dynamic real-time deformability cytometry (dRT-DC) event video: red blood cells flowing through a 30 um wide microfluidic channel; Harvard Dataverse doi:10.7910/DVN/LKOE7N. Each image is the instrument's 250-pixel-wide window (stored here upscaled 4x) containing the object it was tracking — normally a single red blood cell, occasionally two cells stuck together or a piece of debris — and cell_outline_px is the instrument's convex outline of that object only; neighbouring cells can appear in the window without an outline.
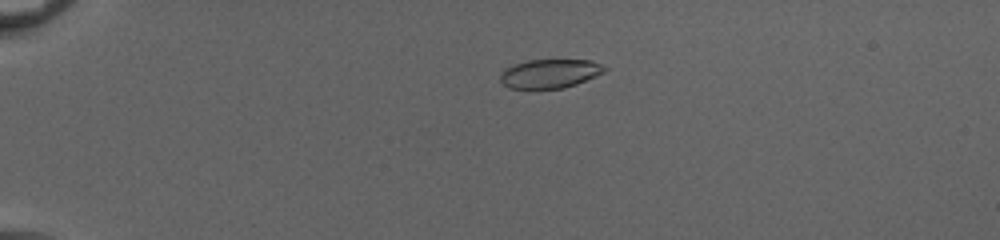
{"species": "common noctule bat (a hibernating species)", "species_latin": "Nyctalus noctula", "temperature_condition": "cold", "stored_images_in_passage": 54, "camera_frame_rate_fps": 3000, "um_per_image_px": 0.085, "animal": {"sex": "female", "body_mass_g": 20.0, "forearm_length_mm": 54.0}, "frame": {"image": 1, "passage_image": 15, "time_ms": 4.667, "image_size_px": [1000, 240], "cell_outline_px": [[608, 68], [604, 72], [596, 76], [576, 84], [564, 88], [508, 88], [500, 80], [500, 72], [504, 68], [528, 60], [592, 60]], "centroid_in_image_um": [46.74, 6.25], "position_along_channel_um": 38.3, "area_um2": 17.51}}
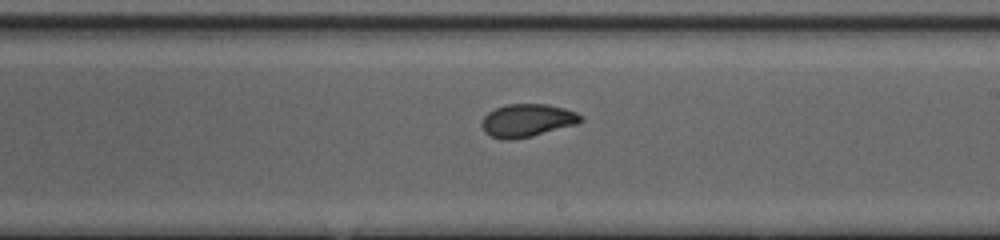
{"frame": {"image": 2, "passage_image": 35, "time_ms": 11.333, "image_size_px": [1000, 240], "cell_outline_px": [[584, 120], [576, 124], [532, 136], [512, 140], [504, 140], [492, 136], [484, 132], [480, 124], [484, 116], [488, 112], [504, 104], [548, 104], [564, 108], [576, 112], [584, 116]], "centroid_in_image_um": [44.81, 10.23], "position_along_channel_um": 244.2, "area_um2": 19.13}}
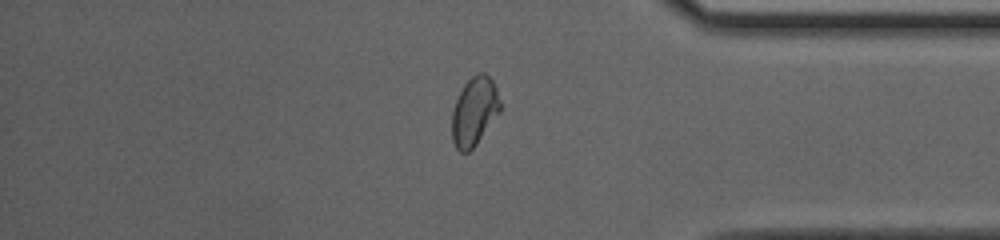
{"frame": {"image": 3, "passage_image": 47, "time_ms": 15.333, "image_size_px": [1000, 240], "cell_outline_px": [[500, 112], [476, 144], [468, 152], [460, 152], [456, 148], [452, 140], [452, 112], [456, 100], [464, 84], [476, 72], [484, 72], [492, 80], [496, 88], [500, 100]], "centroid_in_image_um": [40.32, 9.46], "position_along_channel_um": 394.9, "area_um2": 19.19}, "authors_computed_cell_mechanics": {"area_um2": 19.1318, "velocity_mm_per_s": 4.0749, "shape_relaxation_time_tau1_ms": 4.2516, "shape_relaxation_time_tau2_ms": 0.5593, "deformation_change_tau1": 0.1523, "deformation_change_tau2": 0.0418}}